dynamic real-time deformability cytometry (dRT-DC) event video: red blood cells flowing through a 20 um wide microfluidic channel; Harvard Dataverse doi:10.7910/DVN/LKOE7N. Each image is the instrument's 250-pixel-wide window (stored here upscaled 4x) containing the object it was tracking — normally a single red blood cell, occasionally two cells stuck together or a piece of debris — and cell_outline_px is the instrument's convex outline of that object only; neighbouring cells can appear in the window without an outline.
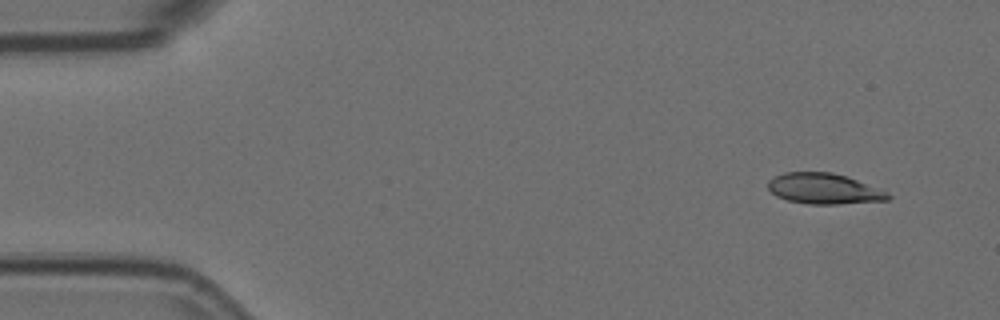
{"species": "Egyptian fruit bat (a non-hibernating species)", "species_latin": "Rousettus aegyptiacus", "temperature_condition": "room temperature", "stored_images_in_passage": 4, "camera_frame_rate_fps": 3000, "um_per_image_px": 0.085, "animal": {"sex": "female"}, "frame": {"image": 1, "passage_image": 1, "time_ms": 0.0, "image_size_px": [1000, 320], "cell_outline_px": [[892, 196], [888, 200], [840, 204], [808, 204], [788, 200], [776, 196], [768, 188], [768, 180], [772, 176], [784, 172], [832, 172], [848, 176], [888, 192]], "centroid_in_image_um": [70.03, 16.03], "position_along_channel_um": 15.0, "area_um2": 21.62}}
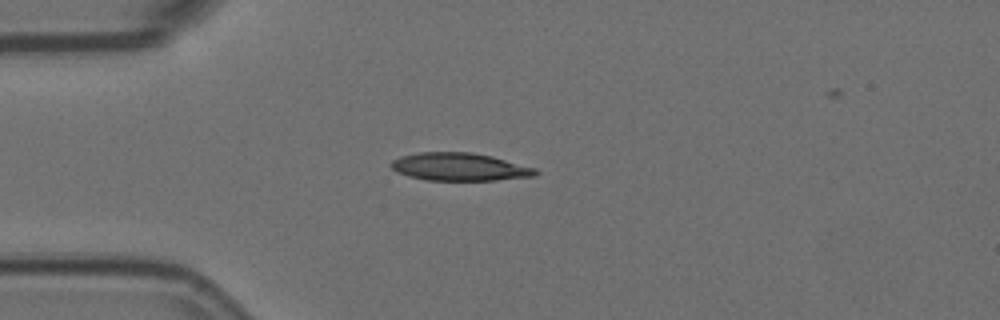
{"frame": {"image": 2, "passage_image": 4, "time_ms": 1.0, "image_size_px": [1000, 320], "cell_outline_px": [[540, 172], [536, 176], [496, 180], [428, 180], [408, 176], [396, 172], [392, 168], [392, 160], [400, 156], [420, 152], [472, 152], [492, 156], [536, 168]], "centroid_in_image_um": [39.09, 14.18], "position_along_channel_um": 45.9, "area_um2": 23.47}}